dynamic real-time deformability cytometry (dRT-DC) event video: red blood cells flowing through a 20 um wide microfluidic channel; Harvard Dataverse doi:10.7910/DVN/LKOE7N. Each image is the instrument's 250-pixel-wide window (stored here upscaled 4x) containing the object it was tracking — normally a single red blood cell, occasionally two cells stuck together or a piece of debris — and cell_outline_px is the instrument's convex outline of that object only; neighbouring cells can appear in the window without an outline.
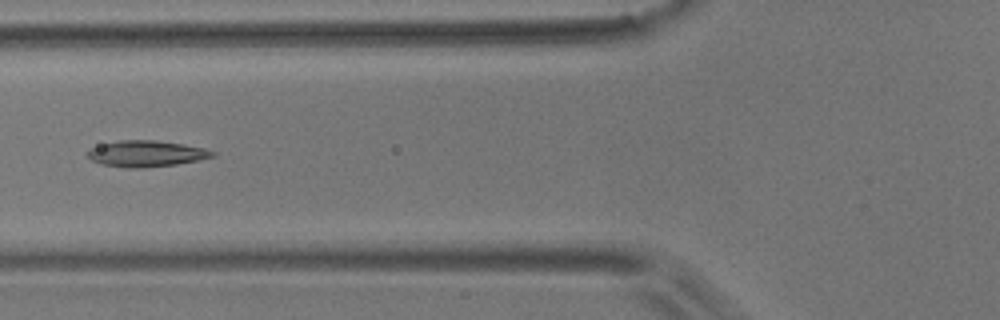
{"species": "common noctule bat (a hibernating species)", "species_latin": "Nyctalus noctula", "temperature_condition": "room temperature", "stored_images_in_passage": 11, "camera_frame_rate_fps": 3000, "um_per_image_px": 0.085, "animal": {"sex": "male", "body_mass_g": 17.9}, "frame": {"image": 1, "passage_image": 8, "time_ms": 9.0, "image_size_px": [1000, 320], "cell_outline_px": [[216, 156], [176, 164], [144, 168], [128, 168], [100, 164], [92, 160], [88, 156], [88, 148], [100, 144], [120, 140], [156, 140], [184, 144], [204, 148], [216, 152]], "centroid_in_image_um": [12.41, 13.05], "position_along_channel_um": 113.4, "area_um2": 19.13}}
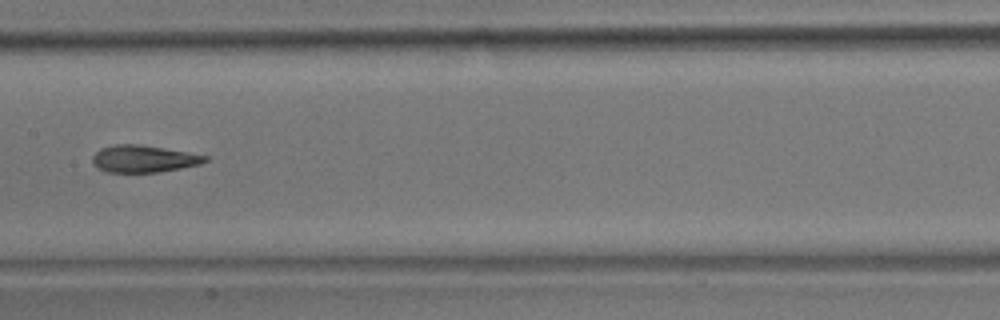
{"frame": {"image": 2, "passage_image": 10, "time_ms": 11.333, "image_size_px": [1000, 320], "cell_outline_px": [[208, 160], [200, 164], [160, 172], [108, 172], [92, 164], [92, 156], [100, 148], [116, 144], [136, 144], [164, 148], [188, 152], [208, 156]], "centroid_in_image_um": [12.2, 13.49], "position_along_channel_um": 195.2, "area_um2": 17.69}}